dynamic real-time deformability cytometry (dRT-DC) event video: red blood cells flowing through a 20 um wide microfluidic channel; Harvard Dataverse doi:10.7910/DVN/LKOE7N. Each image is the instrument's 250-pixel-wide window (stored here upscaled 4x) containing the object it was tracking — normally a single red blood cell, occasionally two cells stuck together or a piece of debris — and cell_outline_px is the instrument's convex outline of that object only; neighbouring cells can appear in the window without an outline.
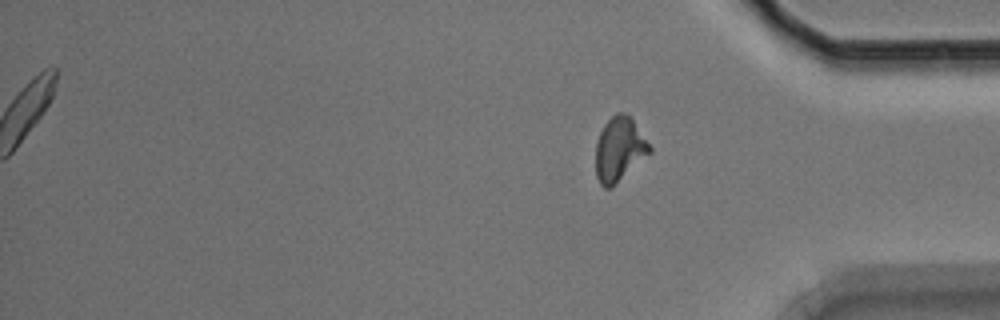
{"species": "Egyptian fruit bat (a non-hibernating species)", "species_latin": "Rousettus aegyptiacus", "temperature_condition": "room temperature", "stored_images_in_passage": 14, "camera_frame_rate_fps": 3000, "um_per_image_px": 0.085, "animal": {"sex": "male"}, "frame": {"image": 1, "passage_image": 14, "time_ms": 4.333, "image_size_px": [1000, 320], "cell_outline_px": [[652, 152], [612, 188], [604, 188], [600, 184], [596, 176], [596, 144], [600, 132], [604, 124], [616, 112], [624, 112], [632, 116], [652, 148]], "centroid_in_image_um": [52.66, 12.68], "position_along_channel_um": 382.5, "area_um2": 20.52}}